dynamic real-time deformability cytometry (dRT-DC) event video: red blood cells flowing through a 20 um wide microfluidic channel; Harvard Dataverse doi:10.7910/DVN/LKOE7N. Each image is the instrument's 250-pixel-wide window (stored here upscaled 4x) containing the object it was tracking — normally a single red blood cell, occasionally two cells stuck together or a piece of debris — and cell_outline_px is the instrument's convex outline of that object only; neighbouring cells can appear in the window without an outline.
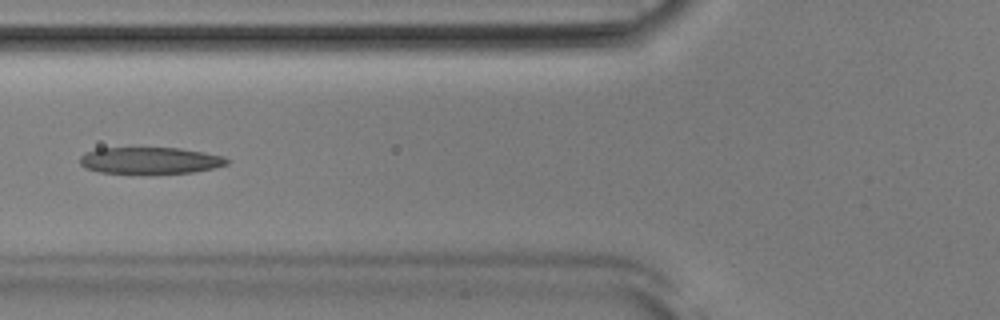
{"species": "Egyptian fruit bat (a non-hibernating species)", "species_latin": "Rousettus aegyptiacus", "temperature_condition": "room temperature", "stored_images_in_passage": 52, "camera_frame_rate_fps": 3000, "um_per_image_px": 0.085, "animal": {"sex": "male"}, "frame": {"image": 1, "passage_image": 20, "time_ms": 6.333, "image_size_px": [1000, 320], "cell_outline_px": [[228, 164], [212, 168], [192, 172], [148, 176], [100, 172], [84, 168], [80, 164], [80, 156], [96, 148], [180, 148], [204, 152], [224, 156], [228, 160]], "centroid_in_image_um": [12.73, 13.68], "position_along_channel_um": 113.1, "area_um2": 23.64}}
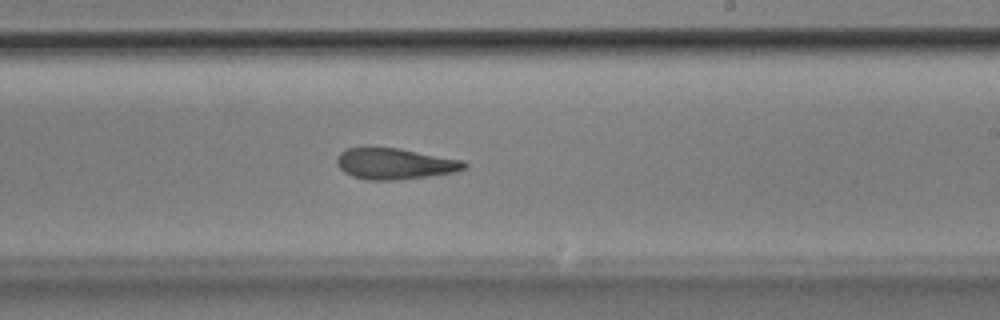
{"frame": {"image": 2, "passage_image": 31, "time_ms": 10.0, "image_size_px": [1000, 320], "cell_outline_px": [[468, 168], [456, 172], [428, 176], [396, 180], [368, 180], [352, 176], [344, 172], [340, 168], [336, 160], [340, 152], [344, 148], [368, 144], [400, 148], [464, 160], [468, 164]], "centroid_in_image_um": [33.53, 13.87], "position_along_channel_um": 255.5, "area_um2": 23.99}}
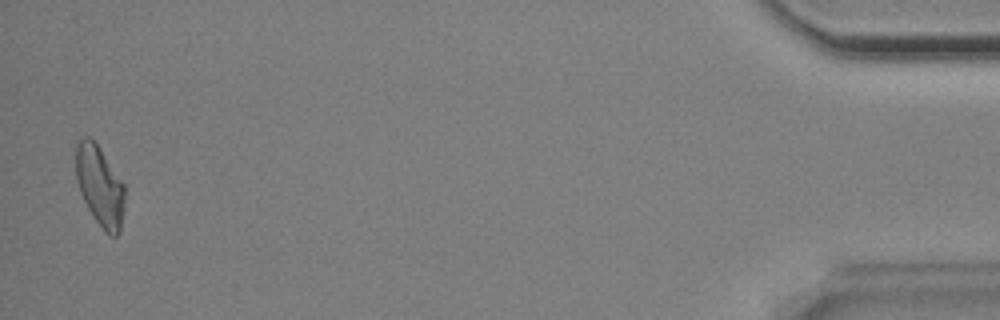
{"frame": {"image": 3, "passage_image": 51, "time_ms": 16.667, "image_size_px": [1000, 320], "cell_outline_px": [[124, 196], [120, 232], [116, 236], [112, 236], [96, 220], [88, 208], [80, 192], [76, 180], [76, 144], [84, 136], [88, 136], [100, 148], [124, 184]], "centroid_in_image_um": [8.47, 15.77], "position_along_channel_um": 426.7, "area_um2": 22.31}, "authors_computed_cell_mechanics": {"area_um2": 23.7269, "velocity_mm_per_s": 3.8916, "shape_relaxation_time_tau1_ms": 4.1717, "shape_relaxation_time_tau2_ms": 2.7245, "deformation_change_tau1": 0.166, "deformation_change_tau2": 0.1293}}